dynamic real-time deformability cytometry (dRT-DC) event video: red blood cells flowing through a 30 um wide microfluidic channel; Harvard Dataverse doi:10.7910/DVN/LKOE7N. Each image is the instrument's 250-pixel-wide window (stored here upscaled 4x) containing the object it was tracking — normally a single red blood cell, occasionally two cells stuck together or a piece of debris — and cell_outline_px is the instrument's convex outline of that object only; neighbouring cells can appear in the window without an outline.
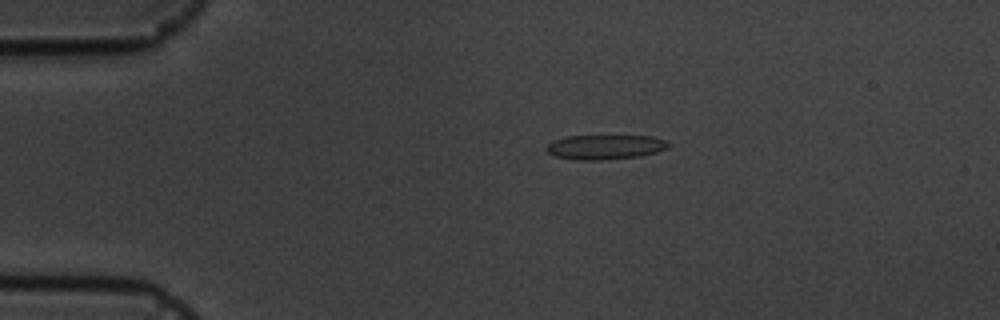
{"species": "common noctule bat (a hibernating species)", "species_latin": "Nyctalus noctula", "temperature_condition": "cold", "stored_images_in_passage": 13, "camera_frame_rate_fps": 3000, "um_per_image_px": 0.085, "animal": {"sex": "male", "body_mass_g": 19.5, "forearm_length_mm": 54.6}, "frame": {"image": 1, "passage_image": 1, "time_ms": 0.0, "image_size_px": [1000, 320], "cell_outline_px": [[668, 148], [656, 152], [640, 156], [600, 160], [576, 160], [556, 156], [548, 152], [544, 148], [552, 140], [564, 136], [652, 136], [664, 140], [668, 144]], "centroid_in_image_um": [51.38, 12.49], "position_along_channel_um": 33.6, "area_um2": 17.46}}
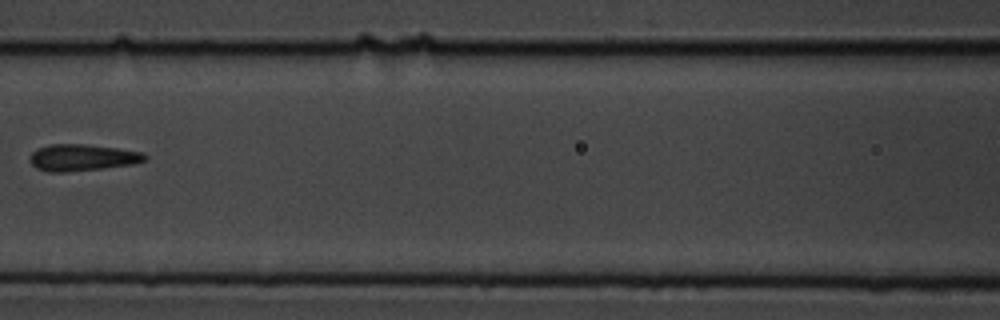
{"frame": {"image": 2, "passage_image": 5, "time_ms": 4.667, "image_size_px": [1000, 320], "cell_outline_px": [[148, 156], [144, 160], [132, 164], [104, 168], [64, 172], [48, 172], [36, 168], [28, 160], [32, 152], [36, 148], [48, 144], [88, 144], [116, 148], [140, 152]], "centroid_in_image_um": [6.92, 13.39], "position_along_channel_um": 159.7, "area_um2": 17.86}}
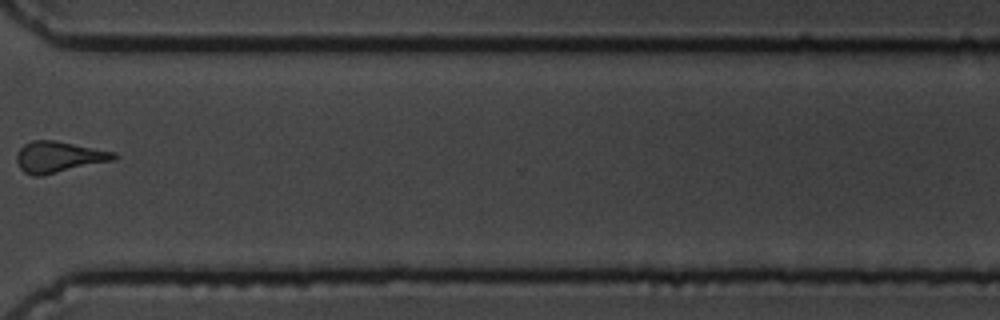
{"frame": {"image": 3, "passage_image": 10, "time_ms": 10.333, "image_size_px": [1000, 320], "cell_outline_px": [[120, 156], [116, 160], [40, 176], [32, 176], [24, 172], [20, 168], [16, 160], [16, 156], [20, 148], [24, 144], [32, 140], [52, 140], [116, 152]], "centroid_in_image_um": [5.01, 13.35], "position_along_channel_um": 365.6, "area_um2": 17.69}, "authors_computed_cell_mechanics": {"area_um2": 17.4556, "velocity_mm_per_s": 3.6327, "shape_relaxation_time_tau1_ms": 10.4322, "shape_relaxation_time_tau2_ms": 1.8164, "deformation_change_tau1": 0.2109, "deformation_change_tau2": 0.1065}}